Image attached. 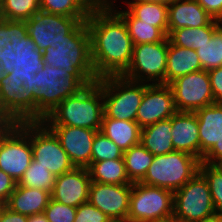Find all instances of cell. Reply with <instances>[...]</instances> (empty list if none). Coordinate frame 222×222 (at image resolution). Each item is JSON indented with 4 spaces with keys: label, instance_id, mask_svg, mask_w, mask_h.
Segmentation results:
<instances>
[{
    "label": "cell",
    "instance_id": "cell-49",
    "mask_svg": "<svg viewBox=\"0 0 222 222\" xmlns=\"http://www.w3.org/2000/svg\"><path fill=\"white\" fill-rule=\"evenodd\" d=\"M219 171L222 172V158L218 161H216L214 164H213Z\"/></svg>",
    "mask_w": 222,
    "mask_h": 222
},
{
    "label": "cell",
    "instance_id": "cell-41",
    "mask_svg": "<svg viewBox=\"0 0 222 222\" xmlns=\"http://www.w3.org/2000/svg\"><path fill=\"white\" fill-rule=\"evenodd\" d=\"M215 103L222 104V66L208 71Z\"/></svg>",
    "mask_w": 222,
    "mask_h": 222
},
{
    "label": "cell",
    "instance_id": "cell-46",
    "mask_svg": "<svg viewBox=\"0 0 222 222\" xmlns=\"http://www.w3.org/2000/svg\"><path fill=\"white\" fill-rule=\"evenodd\" d=\"M28 222H49L44 213L28 216Z\"/></svg>",
    "mask_w": 222,
    "mask_h": 222
},
{
    "label": "cell",
    "instance_id": "cell-14",
    "mask_svg": "<svg viewBox=\"0 0 222 222\" xmlns=\"http://www.w3.org/2000/svg\"><path fill=\"white\" fill-rule=\"evenodd\" d=\"M177 111L196 112L215 103L208 71L200 70L180 76L168 84Z\"/></svg>",
    "mask_w": 222,
    "mask_h": 222
},
{
    "label": "cell",
    "instance_id": "cell-38",
    "mask_svg": "<svg viewBox=\"0 0 222 222\" xmlns=\"http://www.w3.org/2000/svg\"><path fill=\"white\" fill-rule=\"evenodd\" d=\"M76 211V207L50 199L43 213L49 222H74Z\"/></svg>",
    "mask_w": 222,
    "mask_h": 222
},
{
    "label": "cell",
    "instance_id": "cell-2",
    "mask_svg": "<svg viewBox=\"0 0 222 222\" xmlns=\"http://www.w3.org/2000/svg\"><path fill=\"white\" fill-rule=\"evenodd\" d=\"M20 59L24 61V86L35 94V122H42L59 103L85 87L65 69Z\"/></svg>",
    "mask_w": 222,
    "mask_h": 222
},
{
    "label": "cell",
    "instance_id": "cell-9",
    "mask_svg": "<svg viewBox=\"0 0 222 222\" xmlns=\"http://www.w3.org/2000/svg\"><path fill=\"white\" fill-rule=\"evenodd\" d=\"M200 162L197 157L183 151L154 156L141 183L174 193L199 172Z\"/></svg>",
    "mask_w": 222,
    "mask_h": 222
},
{
    "label": "cell",
    "instance_id": "cell-7",
    "mask_svg": "<svg viewBox=\"0 0 222 222\" xmlns=\"http://www.w3.org/2000/svg\"><path fill=\"white\" fill-rule=\"evenodd\" d=\"M32 159L31 122L0 123V170L18 183Z\"/></svg>",
    "mask_w": 222,
    "mask_h": 222
},
{
    "label": "cell",
    "instance_id": "cell-6",
    "mask_svg": "<svg viewBox=\"0 0 222 222\" xmlns=\"http://www.w3.org/2000/svg\"><path fill=\"white\" fill-rule=\"evenodd\" d=\"M35 122V94L24 86V61L19 59L0 81V123Z\"/></svg>",
    "mask_w": 222,
    "mask_h": 222
},
{
    "label": "cell",
    "instance_id": "cell-17",
    "mask_svg": "<svg viewBox=\"0 0 222 222\" xmlns=\"http://www.w3.org/2000/svg\"><path fill=\"white\" fill-rule=\"evenodd\" d=\"M58 138L74 167L87 168L92 162V144L99 130L66 125H46Z\"/></svg>",
    "mask_w": 222,
    "mask_h": 222
},
{
    "label": "cell",
    "instance_id": "cell-47",
    "mask_svg": "<svg viewBox=\"0 0 222 222\" xmlns=\"http://www.w3.org/2000/svg\"><path fill=\"white\" fill-rule=\"evenodd\" d=\"M173 0H123L122 2H151V3H162L169 5Z\"/></svg>",
    "mask_w": 222,
    "mask_h": 222
},
{
    "label": "cell",
    "instance_id": "cell-43",
    "mask_svg": "<svg viewBox=\"0 0 222 222\" xmlns=\"http://www.w3.org/2000/svg\"><path fill=\"white\" fill-rule=\"evenodd\" d=\"M0 222H28V216L11 211L5 205L0 209Z\"/></svg>",
    "mask_w": 222,
    "mask_h": 222
},
{
    "label": "cell",
    "instance_id": "cell-8",
    "mask_svg": "<svg viewBox=\"0 0 222 222\" xmlns=\"http://www.w3.org/2000/svg\"><path fill=\"white\" fill-rule=\"evenodd\" d=\"M103 92V117L136 121V115L148 83L137 82L124 76L98 79Z\"/></svg>",
    "mask_w": 222,
    "mask_h": 222
},
{
    "label": "cell",
    "instance_id": "cell-34",
    "mask_svg": "<svg viewBox=\"0 0 222 222\" xmlns=\"http://www.w3.org/2000/svg\"><path fill=\"white\" fill-rule=\"evenodd\" d=\"M54 183L55 176L47 168L37 164L33 159L18 182L19 185L24 187L43 189L49 192L52 191Z\"/></svg>",
    "mask_w": 222,
    "mask_h": 222
},
{
    "label": "cell",
    "instance_id": "cell-5",
    "mask_svg": "<svg viewBox=\"0 0 222 222\" xmlns=\"http://www.w3.org/2000/svg\"><path fill=\"white\" fill-rule=\"evenodd\" d=\"M103 92L98 81L85 86L77 94L59 103L42 122L45 125H66L101 130Z\"/></svg>",
    "mask_w": 222,
    "mask_h": 222
},
{
    "label": "cell",
    "instance_id": "cell-10",
    "mask_svg": "<svg viewBox=\"0 0 222 222\" xmlns=\"http://www.w3.org/2000/svg\"><path fill=\"white\" fill-rule=\"evenodd\" d=\"M174 215V193L168 189L132 184L126 222H170Z\"/></svg>",
    "mask_w": 222,
    "mask_h": 222
},
{
    "label": "cell",
    "instance_id": "cell-35",
    "mask_svg": "<svg viewBox=\"0 0 222 222\" xmlns=\"http://www.w3.org/2000/svg\"><path fill=\"white\" fill-rule=\"evenodd\" d=\"M199 172L208 183L216 215L222 216V172L205 162H200Z\"/></svg>",
    "mask_w": 222,
    "mask_h": 222
},
{
    "label": "cell",
    "instance_id": "cell-45",
    "mask_svg": "<svg viewBox=\"0 0 222 222\" xmlns=\"http://www.w3.org/2000/svg\"><path fill=\"white\" fill-rule=\"evenodd\" d=\"M122 1L123 0H85L91 9H114L118 6L117 2L122 3Z\"/></svg>",
    "mask_w": 222,
    "mask_h": 222
},
{
    "label": "cell",
    "instance_id": "cell-16",
    "mask_svg": "<svg viewBox=\"0 0 222 222\" xmlns=\"http://www.w3.org/2000/svg\"><path fill=\"white\" fill-rule=\"evenodd\" d=\"M177 112L172 89L168 84H149L142 97L136 122L145 128L171 118Z\"/></svg>",
    "mask_w": 222,
    "mask_h": 222
},
{
    "label": "cell",
    "instance_id": "cell-21",
    "mask_svg": "<svg viewBox=\"0 0 222 222\" xmlns=\"http://www.w3.org/2000/svg\"><path fill=\"white\" fill-rule=\"evenodd\" d=\"M200 139V161L222 139V104L214 103L195 112Z\"/></svg>",
    "mask_w": 222,
    "mask_h": 222
},
{
    "label": "cell",
    "instance_id": "cell-22",
    "mask_svg": "<svg viewBox=\"0 0 222 222\" xmlns=\"http://www.w3.org/2000/svg\"><path fill=\"white\" fill-rule=\"evenodd\" d=\"M51 199V192L21 186L17 183L16 188L5 204L11 211L32 216L42 214Z\"/></svg>",
    "mask_w": 222,
    "mask_h": 222
},
{
    "label": "cell",
    "instance_id": "cell-23",
    "mask_svg": "<svg viewBox=\"0 0 222 222\" xmlns=\"http://www.w3.org/2000/svg\"><path fill=\"white\" fill-rule=\"evenodd\" d=\"M40 11V0H0V32L13 33Z\"/></svg>",
    "mask_w": 222,
    "mask_h": 222
},
{
    "label": "cell",
    "instance_id": "cell-4",
    "mask_svg": "<svg viewBox=\"0 0 222 222\" xmlns=\"http://www.w3.org/2000/svg\"><path fill=\"white\" fill-rule=\"evenodd\" d=\"M35 60L55 68L65 69L84 86L98 81L91 60L90 35L86 21L80 22L68 35L67 40L50 46Z\"/></svg>",
    "mask_w": 222,
    "mask_h": 222
},
{
    "label": "cell",
    "instance_id": "cell-48",
    "mask_svg": "<svg viewBox=\"0 0 222 222\" xmlns=\"http://www.w3.org/2000/svg\"><path fill=\"white\" fill-rule=\"evenodd\" d=\"M199 222H222V216L215 215L212 218L205 219Z\"/></svg>",
    "mask_w": 222,
    "mask_h": 222
},
{
    "label": "cell",
    "instance_id": "cell-25",
    "mask_svg": "<svg viewBox=\"0 0 222 222\" xmlns=\"http://www.w3.org/2000/svg\"><path fill=\"white\" fill-rule=\"evenodd\" d=\"M100 131L123 152L140 143L141 128L136 121L103 117Z\"/></svg>",
    "mask_w": 222,
    "mask_h": 222
},
{
    "label": "cell",
    "instance_id": "cell-31",
    "mask_svg": "<svg viewBox=\"0 0 222 222\" xmlns=\"http://www.w3.org/2000/svg\"><path fill=\"white\" fill-rule=\"evenodd\" d=\"M123 158L129 180L132 183H137L144 179L154 155L139 143L124 151Z\"/></svg>",
    "mask_w": 222,
    "mask_h": 222
},
{
    "label": "cell",
    "instance_id": "cell-11",
    "mask_svg": "<svg viewBox=\"0 0 222 222\" xmlns=\"http://www.w3.org/2000/svg\"><path fill=\"white\" fill-rule=\"evenodd\" d=\"M216 215L211 192L204 176L196 173L174 192V222H199Z\"/></svg>",
    "mask_w": 222,
    "mask_h": 222
},
{
    "label": "cell",
    "instance_id": "cell-44",
    "mask_svg": "<svg viewBox=\"0 0 222 222\" xmlns=\"http://www.w3.org/2000/svg\"><path fill=\"white\" fill-rule=\"evenodd\" d=\"M222 158V139L217 142L202 158L201 162L214 164Z\"/></svg>",
    "mask_w": 222,
    "mask_h": 222
},
{
    "label": "cell",
    "instance_id": "cell-32",
    "mask_svg": "<svg viewBox=\"0 0 222 222\" xmlns=\"http://www.w3.org/2000/svg\"><path fill=\"white\" fill-rule=\"evenodd\" d=\"M203 70L209 71L222 66V25L212 34L209 42L196 50Z\"/></svg>",
    "mask_w": 222,
    "mask_h": 222
},
{
    "label": "cell",
    "instance_id": "cell-15",
    "mask_svg": "<svg viewBox=\"0 0 222 222\" xmlns=\"http://www.w3.org/2000/svg\"><path fill=\"white\" fill-rule=\"evenodd\" d=\"M132 185L91 182L88 202L112 221L126 222Z\"/></svg>",
    "mask_w": 222,
    "mask_h": 222
},
{
    "label": "cell",
    "instance_id": "cell-36",
    "mask_svg": "<svg viewBox=\"0 0 222 222\" xmlns=\"http://www.w3.org/2000/svg\"><path fill=\"white\" fill-rule=\"evenodd\" d=\"M124 152L100 130L97 131L92 144V162L123 158Z\"/></svg>",
    "mask_w": 222,
    "mask_h": 222
},
{
    "label": "cell",
    "instance_id": "cell-30",
    "mask_svg": "<svg viewBox=\"0 0 222 222\" xmlns=\"http://www.w3.org/2000/svg\"><path fill=\"white\" fill-rule=\"evenodd\" d=\"M114 10L125 21L134 45L160 42L166 37L158 27L141 23V20L135 18L124 6L118 5Z\"/></svg>",
    "mask_w": 222,
    "mask_h": 222
},
{
    "label": "cell",
    "instance_id": "cell-33",
    "mask_svg": "<svg viewBox=\"0 0 222 222\" xmlns=\"http://www.w3.org/2000/svg\"><path fill=\"white\" fill-rule=\"evenodd\" d=\"M91 8L85 0H40V11L67 17H89Z\"/></svg>",
    "mask_w": 222,
    "mask_h": 222
},
{
    "label": "cell",
    "instance_id": "cell-19",
    "mask_svg": "<svg viewBox=\"0 0 222 222\" xmlns=\"http://www.w3.org/2000/svg\"><path fill=\"white\" fill-rule=\"evenodd\" d=\"M172 144L174 151L189 153L200 160V139L195 112L177 111L172 116Z\"/></svg>",
    "mask_w": 222,
    "mask_h": 222
},
{
    "label": "cell",
    "instance_id": "cell-42",
    "mask_svg": "<svg viewBox=\"0 0 222 222\" xmlns=\"http://www.w3.org/2000/svg\"><path fill=\"white\" fill-rule=\"evenodd\" d=\"M215 20H222V0H196Z\"/></svg>",
    "mask_w": 222,
    "mask_h": 222
},
{
    "label": "cell",
    "instance_id": "cell-28",
    "mask_svg": "<svg viewBox=\"0 0 222 222\" xmlns=\"http://www.w3.org/2000/svg\"><path fill=\"white\" fill-rule=\"evenodd\" d=\"M124 6L141 23L158 27L168 36V6L162 3L151 2H122Z\"/></svg>",
    "mask_w": 222,
    "mask_h": 222
},
{
    "label": "cell",
    "instance_id": "cell-13",
    "mask_svg": "<svg viewBox=\"0 0 222 222\" xmlns=\"http://www.w3.org/2000/svg\"><path fill=\"white\" fill-rule=\"evenodd\" d=\"M31 145L33 160L55 177L74 168L58 138L43 122H31Z\"/></svg>",
    "mask_w": 222,
    "mask_h": 222
},
{
    "label": "cell",
    "instance_id": "cell-20",
    "mask_svg": "<svg viewBox=\"0 0 222 222\" xmlns=\"http://www.w3.org/2000/svg\"><path fill=\"white\" fill-rule=\"evenodd\" d=\"M214 21L196 0H173L168 5V30L203 27Z\"/></svg>",
    "mask_w": 222,
    "mask_h": 222
},
{
    "label": "cell",
    "instance_id": "cell-40",
    "mask_svg": "<svg viewBox=\"0 0 222 222\" xmlns=\"http://www.w3.org/2000/svg\"><path fill=\"white\" fill-rule=\"evenodd\" d=\"M17 186V182L0 170V204L5 205Z\"/></svg>",
    "mask_w": 222,
    "mask_h": 222
},
{
    "label": "cell",
    "instance_id": "cell-39",
    "mask_svg": "<svg viewBox=\"0 0 222 222\" xmlns=\"http://www.w3.org/2000/svg\"><path fill=\"white\" fill-rule=\"evenodd\" d=\"M112 220L101 210L89 202L77 207L74 222H111Z\"/></svg>",
    "mask_w": 222,
    "mask_h": 222
},
{
    "label": "cell",
    "instance_id": "cell-29",
    "mask_svg": "<svg viewBox=\"0 0 222 222\" xmlns=\"http://www.w3.org/2000/svg\"><path fill=\"white\" fill-rule=\"evenodd\" d=\"M221 25L215 20L212 24L203 27H183L168 30L169 41L176 46L197 50L204 43L209 42L213 32Z\"/></svg>",
    "mask_w": 222,
    "mask_h": 222
},
{
    "label": "cell",
    "instance_id": "cell-3",
    "mask_svg": "<svg viewBox=\"0 0 222 222\" xmlns=\"http://www.w3.org/2000/svg\"><path fill=\"white\" fill-rule=\"evenodd\" d=\"M88 17H67L39 11L25 21L13 34L20 58L35 59L50 46L67 40V35Z\"/></svg>",
    "mask_w": 222,
    "mask_h": 222
},
{
    "label": "cell",
    "instance_id": "cell-27",
    "mask_svg": "<svg viewBox=\"0 0 222 222\" xmlns=\"http://www.w3.org/2000/svg\"><path fill=\"white\" fill-rule=\"evenodd\" d=\"M92 182L132 185L126 172L124 158L91 162L87 167Z\"/></svg>",
    "mask_w": 222,
    "mask_h": 222
},
{
    "label": "cell",
    "instance_id": "cell-12",
    "mask_svg": "<svg viewBox=\"0 0 222 222\" xmlns=\"http://www.w3.org/2000/svg\"><path fill=\"white\" fill-rule=\"evenodd\" d=\"M167 52V36L160 42L134 45L130 66L122 76L137 82L165 84Z\"/></svg>",
    "mask_w": 222,
    "mask_h": 222
},
{
    "label": "cell",
    "instance_id": "cell-24",
    "mask_svg": "<svg viewBox=\"0 0 222 222\" xmlns=\"http://www.w3.org/2000/svg\"><path fill=\"white\" fill-rule=\"evenodd\" d=\"M200 70L203 69L195 50L173 45L168 39L165 84Z\"/></svg>",
    "mask_w": 222,
    "mask_h": 222
},
{
    "label": "cell",
    "instance_id": "cell-26",
    "mask_svg": "<svg viewBox=\"0 0 222 222\" xmlns=\"http://www.w3.org/2000/svg\"><path fill=\"white\" fill-rule=\"evenodd\" d=\"M172 117L141 129L140 143L154 156L174 151L172 144Z\"/></svg>",
    "mask_w": 222,
    "mask_h": 222
},
{
    "label": "cell",
    "instance_id": "cell-18",
    "mask_svg": "<svg viewBox=\"0 0 222 222\" xmlns=\"http://www.w3.org/2000/svg\"><path fill=\"white\" fill-rule=\"evenodd\" d=\"M91 182L87 168L74 167L71 171L55 177L51 199L77 208L88 202Z\"/></svg>",
    "mask_w": 222,
    "mask_h": 222
},
{
    "label": "cell",
    "instance_id": "cell-1",
    "mask_svg": "<svg viewBox=\"0 0 222 222\" xmlns=\"http://www.w3.org/2000/svg\"><path fill=\"white\" fill-rule=\"evenodd\" d=\"M86 25L97 78L122 76L130 66L134 48L123 18L114 9H92Z\"/></svg>",
    "mask_w": 222,
    "mask_h": 222
},
{
    "label": "cell",
    "instance_id": "cell-37",
    "mask_svg": "<svg viewBox=\"0 0 222 222\" xmlns=\"http://www.w3.org/2000/svg\"><path fill=\"white\" fill-rule=\"evenodd\" d=\"M20 59L13 33H0V81Z\"/></svg>",
    "mask_w": 222,
    "mask_h": 222
}]
</instances>
